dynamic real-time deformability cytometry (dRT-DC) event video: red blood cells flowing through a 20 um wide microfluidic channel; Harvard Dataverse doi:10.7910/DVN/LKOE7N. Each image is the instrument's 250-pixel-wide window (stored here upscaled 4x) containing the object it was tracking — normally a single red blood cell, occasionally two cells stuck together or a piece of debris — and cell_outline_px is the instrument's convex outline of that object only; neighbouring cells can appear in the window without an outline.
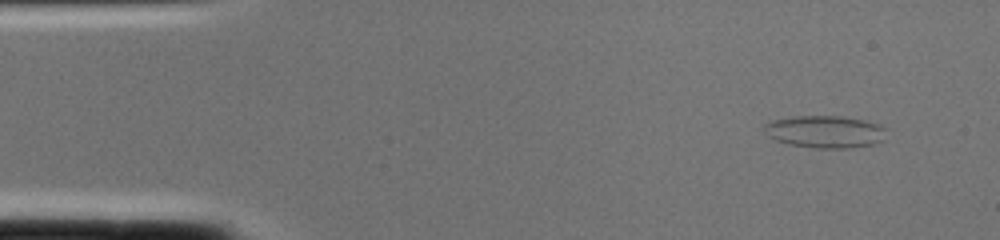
{"species": "common noctule bat (a hibernating species)", "species_latin": "Nyctalus noctula", "temperature_condition": "cold", "stored_images_in_passage": 1, "camera_frame_rate_fps": 3000, "um_per_image_px": 0.085, "animal": {"sex": "female", "body_mass_g": 22.0, "forearm_length_mm": 56.7}, "frame": {"image": 1, "passage_image": 1, "time_ms": 0.0, "image_size_px": [1000, 240], "cell_outline_px": [[888, 128], [884, 140], [872, 144], [848, 148], [816, 148], [788, 144], [776, 140], [768, 136], [764, 132], [764, 124], [772, 120], [792, 116], [840, 116], [864, 120], [880, 124]], "centroid_in_image_um": [70.15, 11.19], "position_along_channel_um": 14.9, "area_um2": 23.24}}